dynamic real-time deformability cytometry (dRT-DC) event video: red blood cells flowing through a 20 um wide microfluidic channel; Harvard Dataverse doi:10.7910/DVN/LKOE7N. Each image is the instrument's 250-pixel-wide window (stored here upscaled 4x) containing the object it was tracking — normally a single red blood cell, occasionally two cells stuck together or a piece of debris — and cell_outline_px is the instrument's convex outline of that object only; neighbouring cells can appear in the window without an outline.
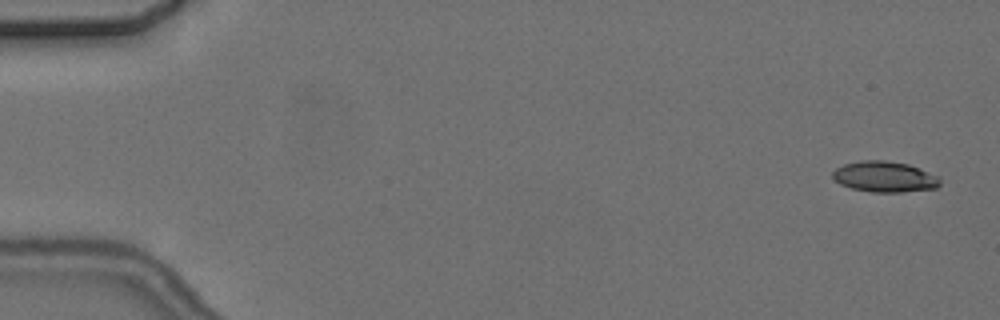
{"species": "common noctule bat (a hibernating species)", "species_latin": "Nyctalus noctula", "temperature_condition": "cold", "stored_images_in_passage": 6, "camera_frame_rate_fps": 3000, "um_per_image_px": 0.085, "animal": {"sex": "female", "body_mass_g": 24.6, "forearm_length_mm": 56.2}, "frame": {"image": 1, "passage_image": 1, "time_ms": 0.0, "image_size_px": [1000, 320], "cell_outline_px": [[940, 184], [936, 188], [900, 192], [872, 192], [852, 188], [840, 184], [832, 176], [832, 172], [836, 168], [844, 164], [860, 160], [884, 160], [908, 164], [940, 176]], "centroid_in_image_um": [75.2, 15.02], "position_along_channel_um": 9.8, "area_um2": 19.25}}
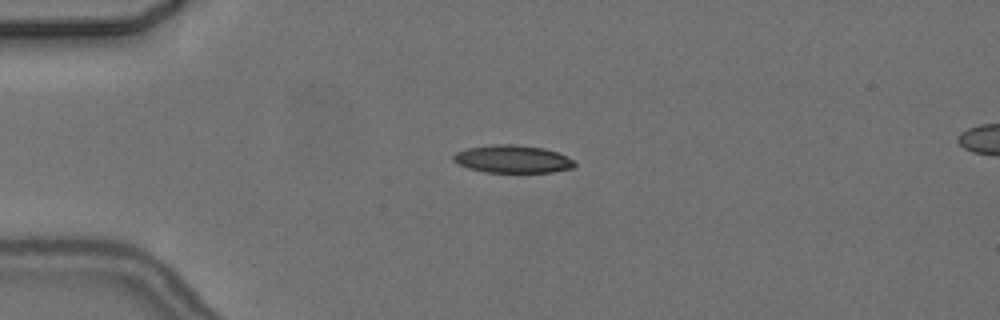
{"frame": {"image": 2, "passage_image": 4, "time_ms": 4.0, "image_size_px": [1000, 320], "cell_outline_px": [[576, 164], [572, 168], [552, 172], [484, 172], [468, 168], [452, 160], [452, 156], [456, 152], [468, 148], [492, 144], [520, 144], [544, 148], [568, 156], [576, 160]], "centroid_in_image_um": [43.59, 13.51], "position_along_channel_um": 41.4, "area_um2": 19.77}}